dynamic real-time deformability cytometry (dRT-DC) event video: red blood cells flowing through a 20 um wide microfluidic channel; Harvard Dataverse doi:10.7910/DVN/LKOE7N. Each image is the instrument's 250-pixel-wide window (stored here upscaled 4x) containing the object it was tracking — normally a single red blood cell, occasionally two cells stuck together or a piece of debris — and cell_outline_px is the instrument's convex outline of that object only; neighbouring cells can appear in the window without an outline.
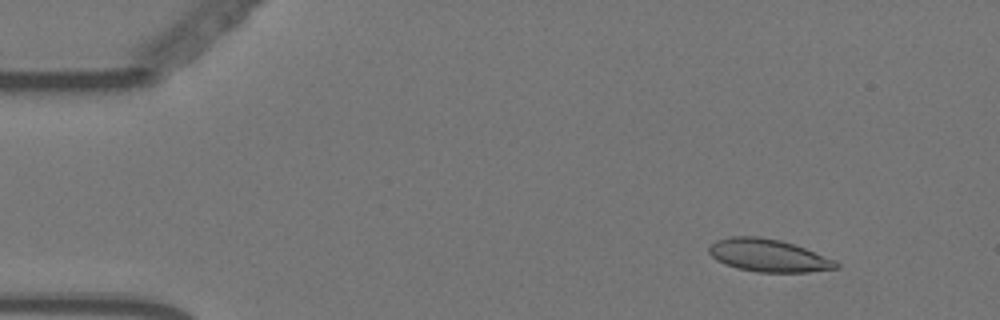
{"species": "Egyptian fruit bat (a non-hibernating species)", "species_latin": "Rousettus aegyptiacus", "temperature_condition": "warm", "stored_images_in_passage": 5, "camera_frame_rate_fps": 3000, "um_per_image_px": 0.085, "animal": {"sex": "female"}, "frame": {"image": 1, "passage_image": 2, "time_ms": 0.333, "image_size_px": [1000, 320], "cell_outline_px": [[840, 268], [808, 272], [756, 272], [736, 268], [724, 264], [716, 260], [708, 252], [708, 248], [716, 240], [732, 236], [760, 236], [780, 240], [796, 244], [836, 260], [840, 264]], "centroid_in_image_um": [65.34, 21.71], "position_along_channel_um": 19.7, "area_um2": 24.51}}